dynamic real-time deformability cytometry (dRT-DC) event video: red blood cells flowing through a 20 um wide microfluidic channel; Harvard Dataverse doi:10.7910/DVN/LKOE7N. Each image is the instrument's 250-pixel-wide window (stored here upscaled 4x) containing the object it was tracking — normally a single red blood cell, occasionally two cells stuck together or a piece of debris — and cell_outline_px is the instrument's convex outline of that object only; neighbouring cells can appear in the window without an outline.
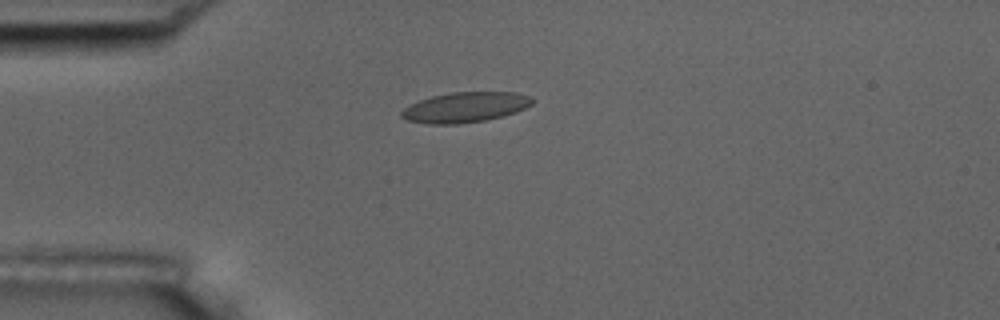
{"species": "common noctule bat (a hibernating species)", "species_latin": "Nyctalus noctula", "temperature_condition": "room temperature", "stored_images_in_passage": 42, "camera_frame_rate_fps": 3000, "um_per_image_px": 0.085, "animal": {"sex": "male", "body_mass_g": 17.5, "forearm_length_mm": 52.3}, "frame": {"image": 1, "passage_image": 1, "time_ms": 0.0, "image_size_px": [1000, 320], "cell_outline_px": [[532, 104], [516, 112], [504, 116], [484, 120], [456, 124], [428, 124], [408, 120], [400, 116], [400, 112], [404, 108], [420, 100], [432, 96], [452, 92], [516, 92], [528, 96], [532, 100]], "centroid_in_image_um": [39.53, 9.12], "position_along_channel_um": 45.5, "area_um2": 22.83}}
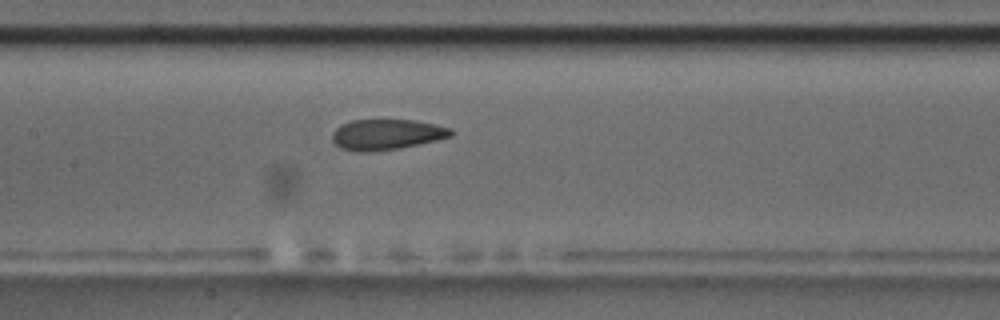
{"frame": {"image": 2, "passage_image": 13, "time_ms": 4.0, "image_size_px": [1000, 320], "cell_outline_px": [[456, 132], [452, 136], [420, 144], [396, 148], [368, 152], [356, 152], [340, 148], [332, 140], [332, 132], [336, 128], [352, 120], [416, 120], [436, 124], [452, 128]], "centroid_in_image_um": [32.9, 11.43], "position_along_channel_um": 174.5, "area_um2": 21.21}}
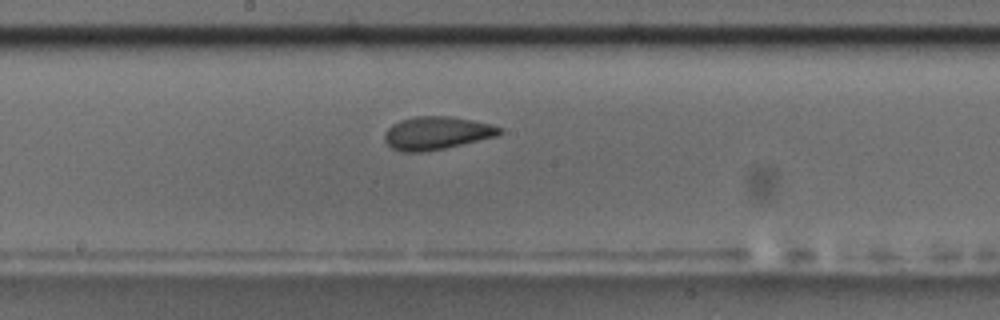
{"frame": {"image": 3, "passage_image": 16, "time_ms": 5.0, "image_size_px": [1000, 320], "cell_outline_px": [[504, 132], [496, 136], [444, 148], [424, 152], [400, 152], [392, 148], [384, 140], [384, 132], [392, 124], [400, 120], [416, 116], [448, 116], [472, 120], [492, 124], [504, 128]], "centroid_in_image_um": [37.11, 11.31], "position_along_channel_um": 211.1, "area_um2": 22.2}, "authors_computed_cell_mechanics": {"area_um2": 22.0507, "velocity_mm_per_s": 3.6784, "shape_relaxation_time_tau1_ms": 6.2538, "shape_relaxation_time_tau2_ms": 1.7481, "deformation_change_tau1": 0.1528, "deformation_change_tau2": 0.0551}}